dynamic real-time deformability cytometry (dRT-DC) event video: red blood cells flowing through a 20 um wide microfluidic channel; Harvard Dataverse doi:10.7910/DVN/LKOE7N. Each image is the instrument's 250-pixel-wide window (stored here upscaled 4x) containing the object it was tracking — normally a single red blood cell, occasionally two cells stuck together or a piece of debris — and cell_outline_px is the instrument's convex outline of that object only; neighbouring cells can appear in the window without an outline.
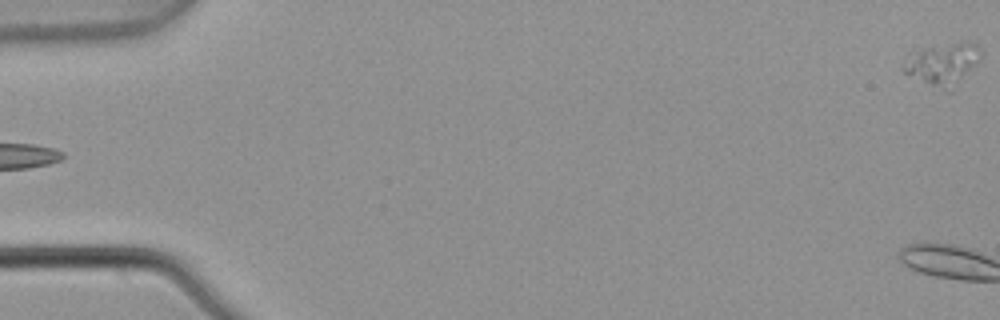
{"species": "common noctule bat (a hibernating species)", "species_latin": "Nyctalus noctula", "temperature_condition": "warm", "stored_images_in_passage": 5, "camera_frame_rate_fps": 3000, "um_per_image_px": 0.085, "animal": {"sex": "male", "body_mass_g": 21.5, "forearm_length_mm": 52.0}, "frame": {"image": 1, "passage_image": 5, "time_ms": 1.333, "image_size_px": [1000, 320], "cell_outline_px": [[980, 52], [972, 64], [952, 92], [948, 92], [904, 72], [900, 68], [912, 52], [924, 48], [968, 40], [976, 44], [980, 48]], "centroid_in_image_um": [80.09, 5.42], "position_along_channel_um": 4.9, "area_um2": 18.09}}